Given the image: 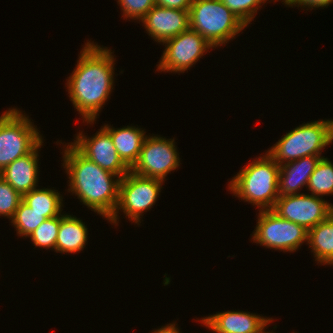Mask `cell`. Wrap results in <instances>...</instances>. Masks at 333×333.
<instances>
[{
    "mask_svg": "<svg viewBox=\"0 0 333 333\" xmlns=\"http://www.w3.org/2000/svg\"><path fill=\"white\" fill-rule=\"evenodd\" d=\"M141 22L155 41L164 43L189 28V11L155 5Z\"/></svg>",
    "mask_w": 333,
    "mask_h": 333,
    "instance_id": "obj_13",
    "label": "cell"
},
{
    "mask_svg": "<svg viewBox=\"0 0 333 333\" xmlns=\"http://www.w3.org/2000/svg\"><path fill=\"white\" fill-rule=\"evenodd\" d=\"M38 129L21 111L9 109L0 116V170L30 153L41 141Z\"/></svg>",
    "mask_w": 333,
    "mask_h": 333,
    "instance_id": "obj_6",
    "label": "cell"
},
{
    "mask_svg": "<svg viewBox=\"0 0 333 333\" xmlns=\"http://www.w3.org/2000/svg\"><path fill=\"white\" fill-rule=\"evenodd\" d=\"M41 141L30 153L16 159L2 171V178L21 195L37 188L38 182V149Z\"/></svg>",
    "mask_w": 333,
    "mask_h": 333,
    "instance_id": "obj_15",
    "label": "cell"
},
{
    "mask_svg": "<svg viewBox=\"0 0 333 333\" xmlns=\"http://www.w3.org/2000/svg\"><path fill=\"white\" fill-rule=\"evenodd\" d=\"M22 201V195L17 192L2 177L0 178V216L3 215L10 220L13 218L17 207Z\"/></svg>",
    "mask_w": 333,
    "mask_h": 333,
    "instance_id": "obj_24",
    "label": "cell"
},
{
    "mask_svg": "<svg viewBox=\"0 0 333 333\" xmlns=\"http://www.w3.org/2000/svg\"><path fill=\"white\" fill-rule=\"evenodd\" d=\"M123 17L139 21L156 5L155 0H118Z\"/></svg>",
    "mask_w": 333,
    "mask_h": 333,
    "instance_id": "obj_26",
    "label": "cell"
},
{
    "mask_svg": "<svg viewBox=\"0 0 333 333\" xmlns=\"http://www.w3.org/2000/svg\"><path fill=\"white\" fill-rule=\"evenodd\" d=\"M157 6L189 11L192 0H155Z\"/></svg>",
    "mask_w": 333,
    "mask_h": 333,
    "instance_id": "obj_28",
    "label": "cell"
},
{
    "mask_svg": "<svg viewBox=\"0 0 333 333\" xmlns=\"http://www.w3.org/2000/svg\"><path fill=\"white\" fill-rule=\"evenodd\" d=\"M272 211L308 231L333 213V205L322 197L297 193L279 197Z\"/></svg>",
    "mask_w": 333,
    "mask_h": 333,
    "instance_id": "obj_11",
    "label": "cell"
},
{
    "mask_svg": "<svg viewBox=\"0 0 333 333\" xmlns=\"http://www.w3.org/2000/svg\"><path fill=\"white\" fill-rule=\"evenodd\" d=\"M62 196L52 189H33L22 195V201L32 210L44 213V217L52 218L61 215Z\"/></svg>",
    "mask_w": 333,
    "mask_h": 333,
    "instance_id": "obj_20",
    "label": "cell"
},
{
    "mask_svg": "<svg viewBox=\"0 0 333 333\" xmlns=\"http://www.w3.org/2000/svg\"><path fill=\"white\" fill-rule=\"evenodd\" d=\"M75 142L71 143L88 160L96 163L102 169L123 178L130 168L117 153L110 134L101 128L94 137L87 138L82 132L77 134Z\"/></svg>",
    "mask_w": 333,
    "mask_h": 333,
    "instance_id": "obj_12",
    "label": "cell"
},
{
    "mask_svg": "<svg viewBox=\"0 0 333 333\" xmlns=\"http://www.w3.org/2000/svg\"><path fill=\"white\" fill-rule=\"evenodd\" d=\"M174 143V139L146 136L139 158L130 170L143 177L164 181L167 174L180 165L179 154Z\"/></svg>",
    "mask_w": 333,
    "mask_h": 333,
    "instance_id": "obj_9",
    "label": "cell"
},
{
    "mask_svg": "<svg viewBox=\"0 0 333 333\" xmlns=\"http://www.w3.org/2000/svg\"><path fill=\"white\" fill-rule=\"evenodd\" d=\"M246 25L220 0H192L189 28L214 48L235 38Z\"/></svg>",
    "mask_w": 333,
    "mask_h": 333,
    "instance_id": "obj_4",
    "label": "cell"
},
{
    "mask_svg": "<svg viewBox=\"0 0 333 333\" xmlns=\"http://www.w3.org/2000/svg\"><path fill=\"white\" fill-rule=\"evenodd\" d=\"M63 161L70 180L68 190L109 220L117 208L121 178L88 160L72 144L66 146Z\"/></svg>",
    "mask_w": 333,
    "mask_h": 333,
    "instance_id": "obj_2",
    "label": "cell"
},
{
    "mask_svg": "<svg viewBox=\"0 0 333 333\" xmlns=\"http://www.w3.org/2000/svg\"><path fill=\"white\" fill-rule=\"evenodd\" d=\"M162 180L143 177L131 170L120 180L119 200L113 216L109 219L117 223L119 209L123 210L126 217L138 224L140 215L150 209L157 200L162 188Z\"/></svg>",
    "mask_w": 333,
    "mask_h": 333,
    "instance_id": "obj_7",
    "label": "cell"
},
{
    "mask_svg": "<svg viewBox=\"0 0 333 333\" xmlns=\"http://www.w3.org/2000/svg\"><path fill=\"white\" fill-rule=\"evenodd\" d=\"M46 219L44 213H38L37 211L32 210L27 204L21 201L11 219V223L17 228L16 230L19 236L28 237Z\"/></svg>",
    "mask_w": 333,
    "mask_h": 333,
    "instance_id": "obj_22",
    "label": "cell"
},
{
    "mask_svg": "<svg viewBox=\"0 0 333 333\" xmlns=\"http://www.w3.org/2000/svg\"><path fill=\"white\" fill-rule=\"evenodd\" d=\"M114 56L112 52L93 42L81 51L76 68L67 81L73 106L87 123H94L102 105L113 89Z\"/></svg>",
    "mask_w": 333,
    "mask_h": 333,
    "instance_id": "obj_1",
    "label": "cell"
},
{
    "mask_svg": "<svg viewBox=\"0 0 333 333\" xmlns=\"http://www.w3.org/2000/svg\"><path fill=\"white\" fill-rule=\"evenodd\" d=\"M282 2L291 7L297 5L314 9L315 7H328L329 4L333 3V0H282Z\"/></svg>",
    "mask_w": 333,
    "mask_h": 333,
    "instance_id": "obj_27",
    "label": "cell"
},
{
    "mask_svg": "<svg viewBox=\"0 0 333 333\" xmlns=\"http://www.w3.org/2000/svg\"><path fill=\"white\" fill-rule=\"evenodd\" d=\"M252 239L267 248L294 252L307 241L308 231L301 225L279 217L272 210L259 211Z\"/></svg>",
    "mask_w": 333,
    "mask_h": 333,
    "instance_id": "obj_8",
    "label": "cell"
},
{
    "mask_svg": "<svg viewBox=\"0 0 333 333\" xmlns=\"http://www.w3.org/2000/svg\"><path fill=\"white\" fill-rule=\"evenodd\" d=\"M273 319L243 311H226L205 317L201 322L216 333H264Z\"/></svg>",
    "mask_w": 333,
    "mask_h": 333,
    "instance_id": "obj_14",
    "label": "cell"
},
{
    "mask_svg": "<svg viewBox=\"0 0 333 333\" xmlns=\"http://www.w3.org/2000/svg\"><path fill=\"white\" fill-rule=\"evenodd\" d=\"M321 156H305L280 165L278 177L279 197L295 195L303 186H308Z\"/></svg>",
    "mask_w": 333,
    "mask_h": 333,
    "instance_id": "obj_16",
    "label": "cell"
},
{
    "mask_svg": "<svg viewBox=\"0 0 333 333\" xmlns=\"http://www.w3.org/2000/svg\"><path fill=\"white\" fill-rule=\"evenodd\" d=\"M86 227L77 217L62 215L56 239V253H75L84 249L88 237Z\"/></svg>",
    "mask_w": 333,
    "mask_h": 333,
    "instance_id": "obj_18",
    "label": "cell"
},
{
    "mask_svg": "<svg viewBox=\"0 0 333 333\" xmlns=\"http://www.w3.org/2000/svg\"><path fill=\"white\" fill-rule=\"evenodd\" d=\"M163 44H165V50L157 69L171 73H184L204 55L205 51L207 52L213 47L203 36L191 28Z\"/></svg>",
    "mask_w": 333,
    "mask_h": 333,
    "instance_id": "obj_10",
    "label": "cell"
},
{
    "mask_svg": "<svg viewBox=\"0 0 333 333\" xmlns=\"http://www.w3.org/2000/svg\"><path fill=\"white\" fill-rule=\"evenodd\" d=\"M333 121L319 120L299 125L282 137L267 153L281 165L305 156H321L333 142Z\"/></svg>",
    "mask_w": 333,
    "mask_h": 333,
    "instance_id": "obj_5",
    "label": "cell"
},
{
    "mask_svg": "<svg viewBox=\"0 0 333 333\" xmlns=\"http://www.w3.org/2000/svg\"><path fill=\"white\" fill-rule=\"evenodd\" d=\"M152 333H180L179 329L176 327L175 322L172 324H168L166 326H162L160 329H157L156 331Z\"/></svg>",
    "mask_w": 333,
    "mask_h": 333,
    "instance_id": "obj_29",
    "label": "cell"
},
{
    "mask_svg": "<svg viewBox=\"0 0 333 333\" xmlns=\"http://www.w3.org/2000/svg\"><path fill=\"white\" fill-rule=\"evenodd\" d=\"M307 243L321 265H333V213L308 230Z\"/></svg>",
    "mask_w": 333,
    "mask_h": 333,
    "instance_id": "obj_19",
    "label": "cell"
},
{
    "mask_svg": "<svg viewBox=\"0 0 333 333\" xmlns=\"http://www.w3.org/2000/svg\"><path fill=\"white\" fill-rule=\"evenodd\" d=\"M308 191L311 195L325 196L333 194V163L322 157L310 176Z\"/></svg>",
    "mask_w": 333,
    "mask_h": 333,
    "instance_id": "obj_21",
    "label": "cell"
},
{
    "mask_svg": "<svg viewBox=\"0 0 333 333\" xmlns=\"http://www.w3.org/2000/svg\"><path fill=\"white\" fill-rule=\"evenodd\" d=\"M61 220L62 215L48 218L29 235L35 247L52 248L56 251V239Z\"/></svg>",
    "mask_w": 333,
    "mask_h": 333,
    "instance_id": "obj_23",
    "label": "cell"
},
{
    "mask_svg": "<svg viewBox=\"0 0 333 333\" xmlns=\"http://www.w3.org/2000/svg\"><path fill=\"white\" fill-rule=\"evenodd\" d=\"M229 8L246 26L253 20L261 3L267 0H220ZM259 5V6H258Z\"/></svg>",
    "mask_w": 333,
    "mask_h": 333,
    "instance_id": "obj_25",
    "label": "cell"
},
{
    "mask_svg": "<svg viewBox=\"0 0 333 333\" xmlns=\"http://www.w3.org/2000/svg\"><path fill=\"white\" fill-rule=\"evenodd\" d=\"M249 163L229 182V190L260 211L272 210L278 195L280 165L266 153Z\"/></svg>",
    "mask_w": 333,
    "mask_h": 333,
    "instance_id": "obj_3",
    "label": "cell"
},
{
    "mask_svg": "<svg viewBox=\"0 0 333 333\" xmlns=\"http://www.w3.org/2000/svg\"><path fill=\"white\" fill-rule=\"evenodd\" d=\"M103 128L110 134L114 147L122 161L131 169L137 162L145 140V131L127 126L114 129L108 125Z\"/></svg>",
    "mask_w": 333,
    "mask_h": 333,
    "instance_id": "obj_17",
    "label": "cell"
}]
</instances>
